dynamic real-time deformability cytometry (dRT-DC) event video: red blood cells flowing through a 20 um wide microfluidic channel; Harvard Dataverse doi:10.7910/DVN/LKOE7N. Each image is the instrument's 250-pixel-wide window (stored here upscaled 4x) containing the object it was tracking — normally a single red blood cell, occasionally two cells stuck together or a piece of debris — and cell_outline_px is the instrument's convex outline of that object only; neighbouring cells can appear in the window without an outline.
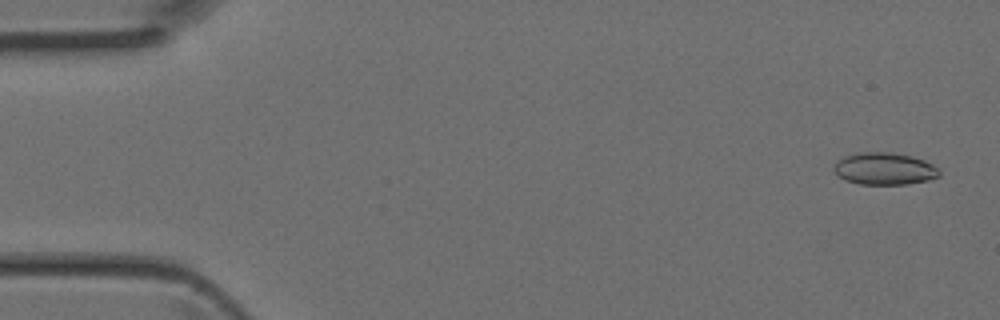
{"species": "Egyptian fruit bat (a non-hibernating species)", "species_latin": "Rousettus aegyptiacus", "temperature_condition": "room temperature", "stored_images_in_passage": 43, "camera_frame_rate_fps": 3000, "um_per_image_px": 0.085, "animal": {"sex": "female"}, "frame": {"image": 1, "passage_image": 1, "time_ms": 0.0, "image_size_px": [1000, 320], "cell_outline_px": [[940, 176], [928, 180], [908, 184], [860, 184], [844, 180], [832, 168], [844, 156], [860, 152], [892, 152], [912, 156], [924, 160], [932, 164], [940, 172]], "centroid_in_image_um": [75.19, 14.34], "position_along_channel_um": 9.8, "area_um2": 19.65}}
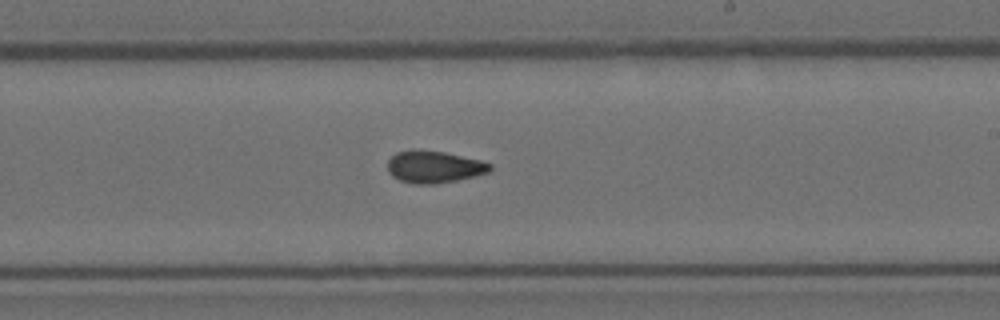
{"frame": {"image": 2, "passage_image": 25, "time_ms": 8.0, "image_size_px": [1000, 320], "cell_outline_px": [[492, 168], [488, 172], [456, 180], [436, 184], [412, 184], [400, 180], [392, 176], [388, 172], [388, 160], [396, 152], [412, 148], [444, 152], [480, 160], [492, 164]], "centroid_in_image_um": [36.85, 14.17], "position_along_channel_um": 252.2, "area_um2": 19.25}}
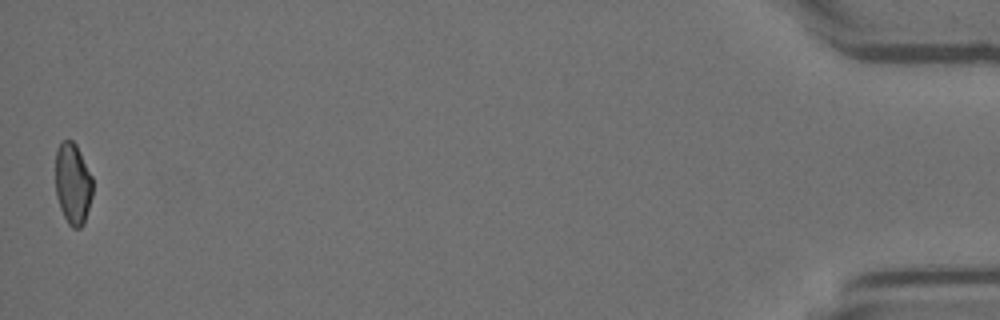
{"frame": {"image": 3, "passage_image": 43, "time_ms": 14.0, "image_size_px": [1000, 320], "cell_outline_px": [[92, 196], [84, 224], [80, 228], [72, 228], [68, 224], [60, 208], [56, 196], [56, 148], [64, 140], [72, 140], [76, 144], [92, 176]], "centroid_in_image_um": [6.19, 15.63], "position_along_channel_um": 429.0, "area_um2": 17.69}}